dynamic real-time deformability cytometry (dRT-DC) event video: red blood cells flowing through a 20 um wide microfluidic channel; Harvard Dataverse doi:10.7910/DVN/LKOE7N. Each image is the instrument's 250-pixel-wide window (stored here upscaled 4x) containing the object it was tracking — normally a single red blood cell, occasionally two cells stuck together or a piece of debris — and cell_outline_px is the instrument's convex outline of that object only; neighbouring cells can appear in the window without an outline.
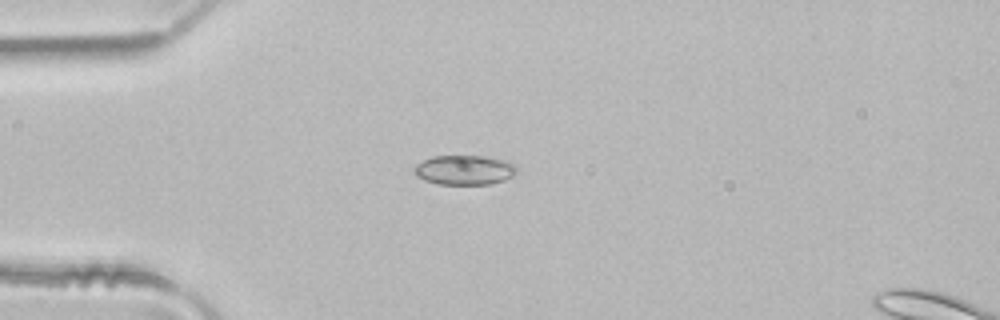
{"species": "common noctule bat (a hibernating species)", "species_latin": "Nyctalus noctula", "temperature_condition": "room temperature", "stored_images_in_passage": 4, "camera_frame_rate_fps": 3000, "um_per_image_px": 0.085, "animal": {"sex": "male", "body_mass_g": 21.5, "forearm_length_mm": 52.0}, "frame": {"image": 1, "passage_image": 3, "time_ms": 0.667, "image_size_px": [1000, 320], "cell_outline_px": [[516, 172], [512, 176], [504, 180], [488, 184], [436, 184], [424, 180], [416, 176], [412, 172], [412, 168], [416, 164], [432, 156], [484, 156], [504, 160], [512, 164], [516, 168]], "centroid_in_image_um": [39.41, 14.45], "position_along_channel_um": 45.6, "area_um2": 17.69}}